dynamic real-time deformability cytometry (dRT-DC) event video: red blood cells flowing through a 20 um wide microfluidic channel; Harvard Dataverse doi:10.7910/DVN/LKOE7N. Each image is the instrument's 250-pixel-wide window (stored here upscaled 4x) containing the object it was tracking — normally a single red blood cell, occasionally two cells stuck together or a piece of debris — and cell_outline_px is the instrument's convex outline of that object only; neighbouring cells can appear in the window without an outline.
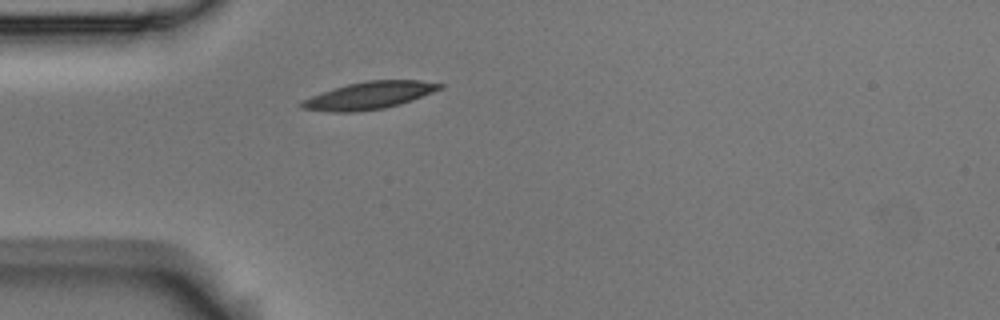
{"species": "Egyptian fruit bat (a non-hibernating species)", "species_latin": "Rousettus aegyptiacus", "temperature_condition": "room temperature", "stored_images_in_passage": 1, "camera_frame_rate_fps": 3000, "um_per_image_px": 0.085, "animal": {"sex": "male"}, "frame": {"image": 1, "passage_image": 1, "time_ms": 0.0, "image_size_px": [1000, 320], "cell_outline_px": [[444, 88], [412, 100], [400, 104], [384, 108], [356, 112], [332, 112], [300, 108], [300, 100], [332, 88], [348, 84], [368, 80], [420, 80], [444, 84]], "centroid_in_image_um": [31.38, 8.11], "position_along_channel_um": 53.6, "area_um2": 22.14}}